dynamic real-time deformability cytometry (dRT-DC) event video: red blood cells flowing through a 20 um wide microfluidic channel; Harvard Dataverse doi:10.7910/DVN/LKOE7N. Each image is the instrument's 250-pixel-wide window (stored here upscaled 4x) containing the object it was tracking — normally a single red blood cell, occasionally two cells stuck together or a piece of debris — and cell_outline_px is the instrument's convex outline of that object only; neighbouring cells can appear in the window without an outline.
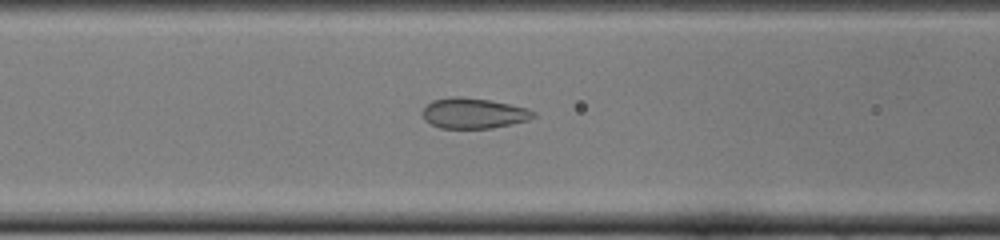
{"species": "common noctule bat (a hibernating species)", "species_latin": "Nyctalus noctula", "temperature_condition": "cold", "stored_images_in_passage": 50, "camera_frame_rate_fps": 3000, "um_per_image_px": 0.085, "animal": {"sex": "female", "body_mass_g": 22.0, "forearm_length_mm": 56.7}, "frame": {"image": 1, "passage_image": 20, "time_ms": 6.333, "image_size_px": [1000, 240], "cell_outline_px": [[536, 116], [528, 120], [512, 124], [492, 128], [440, 128], [424, 120], [424, 108], [432, 100], [452, 96], [460, 96], [492, 100], [528, 108], [536, 112]], "centroid_in_image_um": [40.29, 9.62], "position_along_channel_um": 126.3, "area_um2": 19.77}}
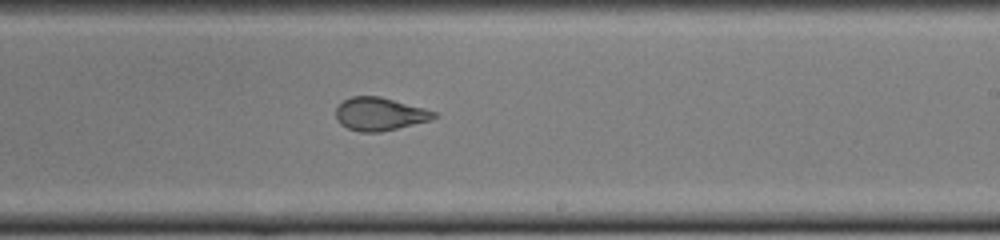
{"frame": {"image": 2, "passage_image": 30, "time_ms": 9.667, "image_size_px": [1000, 240], "cell_outline_px": [[440, 116], [432, 120], [380, 132], [360, 132], [348, 128], [340, 124], [336, 116], [336, 108], [344, 100], [352, 96], [380, 96], [424, 108], [436, 112]], "centroid_in_image_um": [32.3, 9.69], "position_along_channel_um": 256.7, "area_um2": 18.9}}
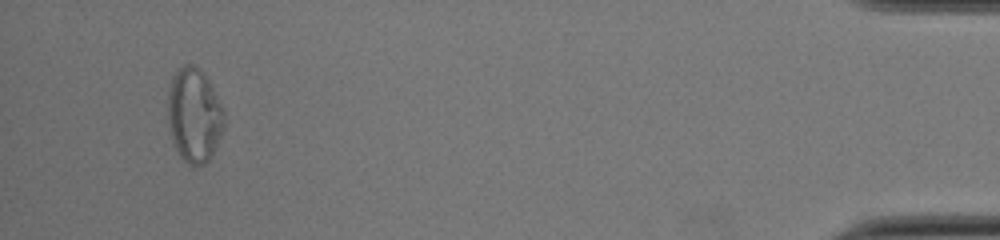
{"frame": {"image": 3, "passage_image": 48, "time_ms": 15.667, "image_size_px": [1000, 240], "cell_outline_px": [[224, 124], [212, 156], [204, 164], [196, 168], [188, 164], [180, 156], [168, 132], [168, 88], [172, 76], [176, 68], [180, 64], [192, 64], [200, 68], [204, 72], [224, 112]], "centroid_in_image_um": [16.46, 9.78], "position_along_channel_um": 418.7, "area_um2": 31.27}, "authors_computed_cell_mechanics": {"area_um2": 22.3975, "velocity_mm_per_s": 3.9302, "shape_relaxation_time_tau1_ms": null, "shape_relaxation_time_tau2_ms": 0.7814, "deformation_change_tau1": null, "deformation_change_tau2": 0.0799}}